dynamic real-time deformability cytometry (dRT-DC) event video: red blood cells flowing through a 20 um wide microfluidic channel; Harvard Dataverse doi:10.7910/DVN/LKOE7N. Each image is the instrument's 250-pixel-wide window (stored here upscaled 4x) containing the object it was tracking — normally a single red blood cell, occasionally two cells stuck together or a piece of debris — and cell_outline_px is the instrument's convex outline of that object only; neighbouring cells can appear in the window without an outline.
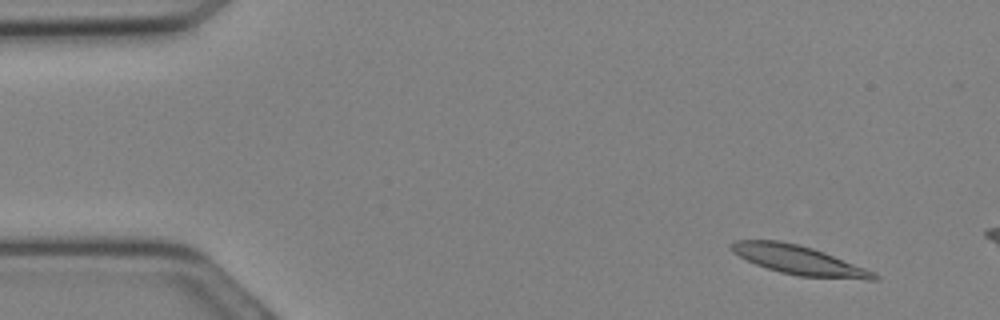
{"species": "Egyptian fruit bat (a non-hibernating species)", "species_latin": "Rousettus aegyptiacus", "temperature_condition": "cold", "stored_images_in_passage": 7, "camera_frame_rate_fps": 3000, "um_per_image_px": 0.085, "animal": {"sex": "female"}, "frame": {"image": 1, "passage_image": 3, "time_ms": 0.667, "image_size_px": [1000, 320], "cell_outline_px": [[880, 280], [868, 280], [800, 276], [780, 272], [756, 264], [732, 252], [728, 244], [736, 240], [780, 240], [800, 244], [824, 252], [876, 272], [880, 276]], "centroid_in_image_um": [67.94, 22.11], "position_along_channel_um": 17.1, "area_um2": 24.22}}